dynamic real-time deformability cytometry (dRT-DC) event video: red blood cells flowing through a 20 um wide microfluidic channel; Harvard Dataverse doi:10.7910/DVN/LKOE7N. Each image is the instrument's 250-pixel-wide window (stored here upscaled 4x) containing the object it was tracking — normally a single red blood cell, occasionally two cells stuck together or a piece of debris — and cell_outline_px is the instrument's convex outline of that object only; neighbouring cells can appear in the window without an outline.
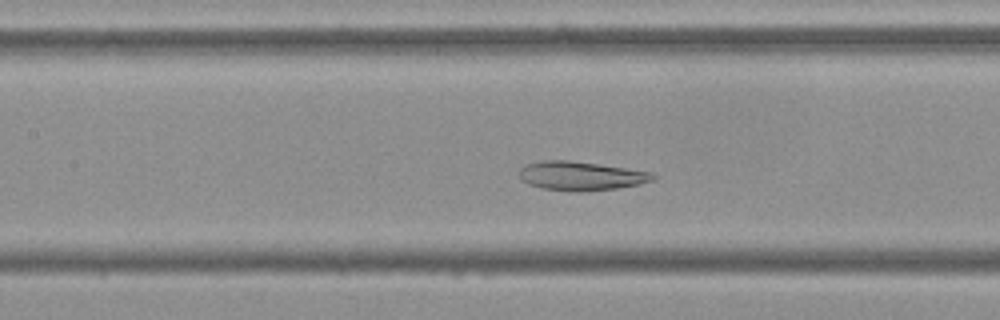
{"species": "Egyptian fruit bat (a non-hibernating species)", "species_latin": "Rousettus aegyptiacus", "temperature_condition": "cold", "stored_images_in_passage": 52, "camera_frame_rate_fps": 3000, "um_per_image_px": 0.085, "frame": {"image": 1, "passage_image": 22, "time_ms": 7.0, "image_size_px": [1000, 320], "cell_outline_px": [[656, 180], [640, 184], [616, 188], [588, 192], [580, 192], [544, 188], [528, 184], [520, 176], [520, 168], [528, 164], [540, 160], [568, 160], [652, 172], [656, 176]], "centroid_in_image_um": [49.42, 14.96], "position_along_channel_um": 158.0, "area_um2": 22.37}}
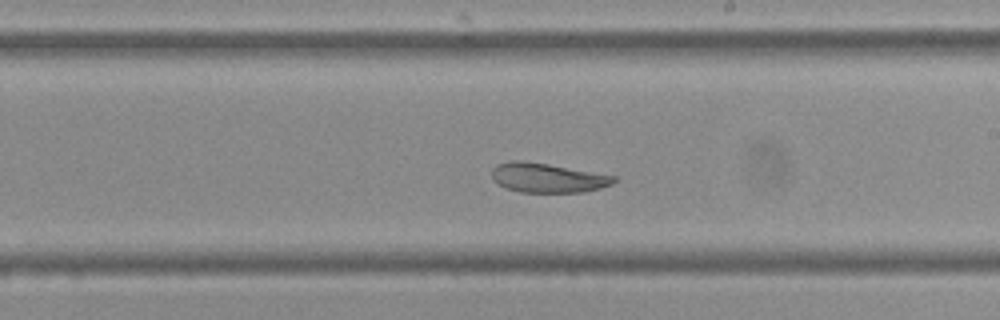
{"frame": {"image": 2, "passage_image": 29, "time_ms": 9.333, "image_size_px": [1000, 320], "cell_outline_px": [[620, 180], [612, 184], [600, 188], [584, 192], [520, 192], [508, 188], [492, 180], [492, 168], [496, 164], [512, 160], [520, 160], [548, 164], [616, 176]], "centroid_in_image_um": [46.56, 15.11], "position_along_channel_um": 242.4, "area_um2": 20.92}}
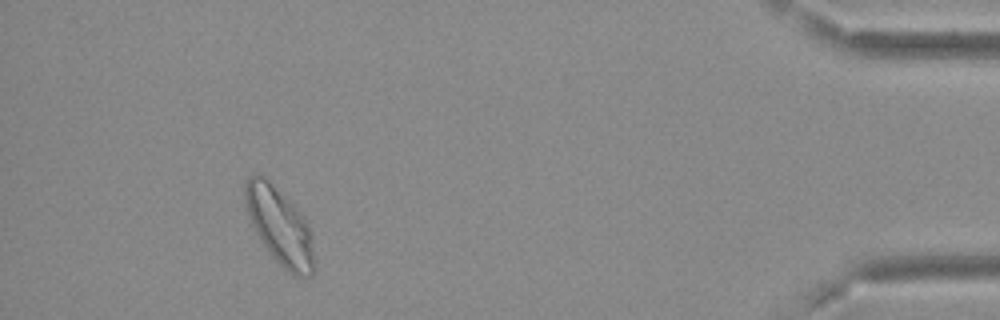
{"frame": {"image": 3, "passage_image": 48, "time_ms": 15.667, "image_size_px": [1000, 320], "cell_outline_px": [[316, 268], [308, 276], [292, 276], [272, 256], [256, 232], [248, 216], [244, 204], [244, 184], [248, 176], [252, 172], [260, 172], [304, 216], [308, 224], [312, 236]], "centroid_in_image_um": [23.76, 19.2], "position_along_channel_um": 411.4, "area_um2": 31.15}, "authors_computed_cell_mechanics": {"area_um2": 25.6632, "velocity_mm_per_s": 3.6319, "shape_relaxation_time_tau1_ms": null, "shape_relaxation_time_tau2_ms": 4.2664, "deformation_change_tau1": null, "deformation_change_tau2": 0.0637}}